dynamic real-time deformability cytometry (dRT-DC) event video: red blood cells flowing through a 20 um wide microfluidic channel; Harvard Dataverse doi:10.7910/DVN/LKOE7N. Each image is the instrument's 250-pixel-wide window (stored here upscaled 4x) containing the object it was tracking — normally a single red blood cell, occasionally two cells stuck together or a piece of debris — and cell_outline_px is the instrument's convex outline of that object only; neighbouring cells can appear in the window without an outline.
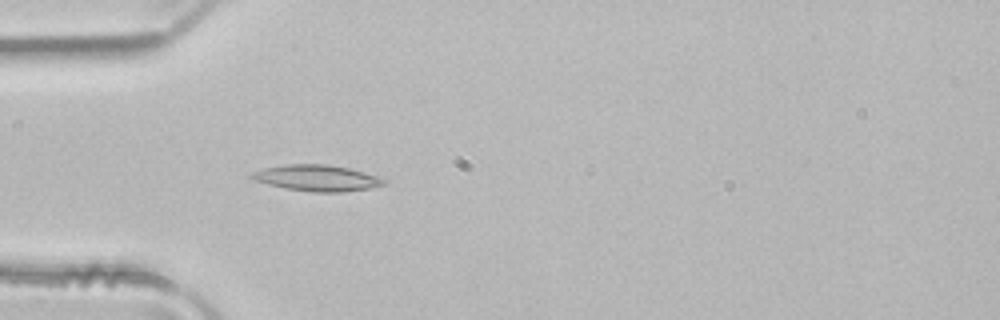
{"species": "common noctule bat (a hibernating species)", "species_latin": "Nyctalus noctula", "temperature_condition": "room temperature", "stored_images_in_passage": 4, "camera_frame_rate_fps": 3000, "um_per_image_px": 0.085, "animal": {"sex": "male", "body_mass_g": 21.5, "forearm_length_mm": 52.0}, "frame": {"image": 1, "passage_image": 4, "time_ms": 1.0, "image_size_px": [1000, 320], "cell_outline_px": [[388, 184], [368, 188], [340, 192], [312, 192], [284, 188], [268, 184], [256, 180], [248, 176], [252, 172], [264, 168], [284, 164], [328, 164], [348, 168], [364, 172], [388, 180]], "centroid_in_image_um": [26.95, 15.12], "position_along_channel_um": 58.1, "area_um2": 20.11}}